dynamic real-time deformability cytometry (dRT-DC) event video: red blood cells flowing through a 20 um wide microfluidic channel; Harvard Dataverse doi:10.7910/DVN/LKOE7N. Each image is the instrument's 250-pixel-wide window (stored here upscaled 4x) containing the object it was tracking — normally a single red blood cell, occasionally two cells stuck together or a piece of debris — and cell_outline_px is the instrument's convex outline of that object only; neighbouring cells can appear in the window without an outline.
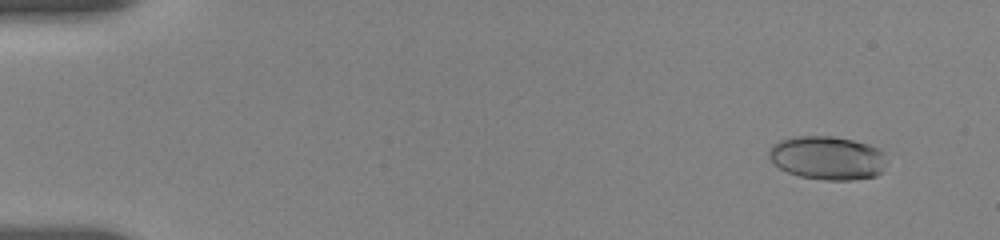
{"species": "human", "species_latin": "Homo sapiens", "temperature_condition": "room temperature", "stored_images_in_passage": 9, "camera_frame_rate_fps": 3000, "um_per_image_px": 0.085, "donor": {"sex": "female"}, "frame": {"image": 1, "passage_image": 3, "time_ms": 1.333, "image_size_px": [1000, 240], "cell_outline_px": [[884, 164], [880, 172], [876, 176], [852, 180], [824, 180], [800, 176], [788, 172], [780, 168], [768, 156], [768, 152], [772, 144], [780, 140], [796, 136], [832, 136], [852, 140], [868, 144], [880, 148]], "centroid_in_image_um": [70.29, 13.41], "position_along_channel_um": 14.7, "area_um2": 29.65}}
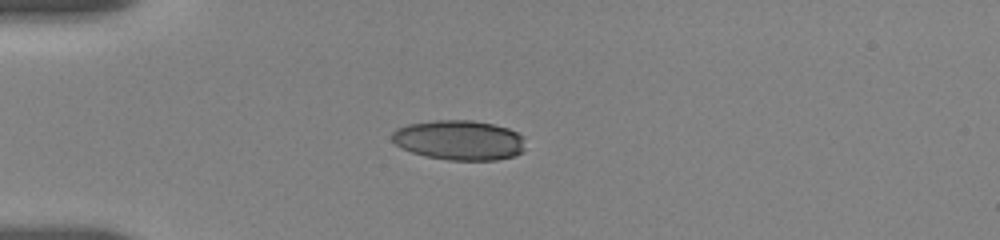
{"frame": {"image": 2, "passage_image": 7, "time_ms": 5.0, "image_size_px": [1000, 240], "cell_outline_px": [[524, 152], [516, 156], [496, 160], [448, 160], [428, 156], [412, 152], [396, 144], [392, 140], [392, 132], [396, 128], [408, 124], [436, 120], [472, 120], [492, 124], [508, 128], [524, 136]], "centroid_in_image_um": [39.07, 11.91], "position_along_channel_um": 45.9, "area_um2": 31.04}}
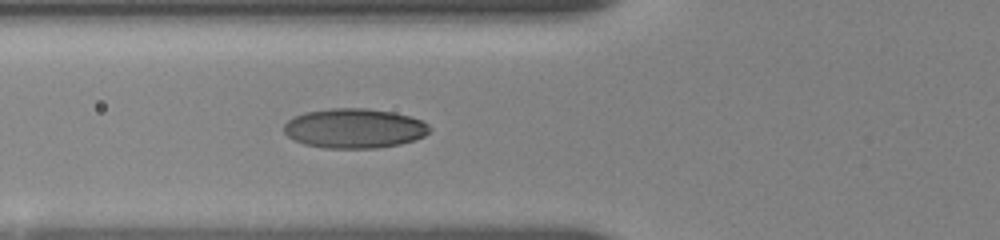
{"frame": {"image": 3, "passage_image": 9, "time_ms": 7.0, "image_size_px": [1000, 240], "cell_outline_px": [[432, 128], [424, 136], [416, 140], [400, 144], [376, 148], [324, 148], [304, 144], [288, 136], [284, 132], [284, 124], [288, 120], [304, 112], [332, 108], [364, 108], [392, 112], [408, 116], [420, 120], [428, 124]], "centroid_in_image_um": [30.12, 10.91], "position_along_channel_um": 95.7, "area_um2": 33.58}}